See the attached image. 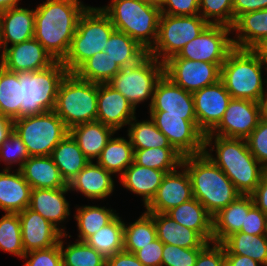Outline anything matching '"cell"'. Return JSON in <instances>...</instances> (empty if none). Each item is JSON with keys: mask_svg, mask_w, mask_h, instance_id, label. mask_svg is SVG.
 Segmentation results:
<instances>
[{"mask_svg": "<svg viewBox=\"0 0 267 266\" xmlns=\"http://www.w3.org/2000/svg\"><path fill=\"white\" fill-rule=\"evenodd\" d=\"M87 7L80 0H46L36 7L34 38L56 61L68 54L79 18Z\"/></svg>", "mask_w": 267, "mask_h": 266, "instance_id": "obj_1", "label": "cell"}, {"mask_svg": "<svg viewBox=\"0 0 267 266\" xmlns=\"http://www.w3.org/2000/svg\"><path fill=\"white\" fill-rule=\"evenodd\" d=\"M214 140L216 158L208 152ZM204 153L224 172L242 195H250L265 172V168L250 152L246 139L205 135Z\"/></svg>", "mask_w": 267, "mask_h": 266, "instance_id": "obj_2", "label": "cell"}, {"mask_svg": "<svg viewBox=\"0 0 267 266\" xmlns=\"http://www.w3.org/2000/svg\"><path fill=\"white\" fill-rule=\"evenodd\" d=\"M182 168L190 177L193 197L212 217L242 195L205 153L184 156Z\"/></svg>", "mask_w": 267, "mask_h": 266, "instance_id": "obj_3", "label": "cell"}, {"mask_svg": "<svg viewBox=\"0 0 267 266\" xmlns=\"http://www.w3.org/2000/svg\"><path fill=\"white\" fill-rule=\"evenodd\" d=\"M264 64L267 65L260 50L234 48L228 54L221 65L220 79L232 98L260 102L267 83L262 78Z\"/></svg>", "mask_w": 267, "mask_h": 266, "instance_id": "obj_4", "label": "cell"}, {"mask_svg": "<svg viewBox=\"0 0 267 266\" xmlns=\"http://www.w3.org/2000/svg\"><path fill=\"white\" fill-rule=\"evenodd\" d=\"M100 8L117 31L127 34L147 51L153 47L161 16L159 6L144 0H112L108 6Z\"/></svg>", "mask_w": 267, "mask_h": 266, "instance_id": "obj_5", "label": "cell"}, {"mask_svg": "<svg viewBox=\"0 0 267 266\" xmlns=\"http://www.w3.org/2000/svg\"><path fill=\"white\" fill-rule=\"evenodd\" d=\"M115 30L101 8L88 6L79 18L68 54L61 61L67 71L74 73L86 60L106 49Z\"/></svg>", "mask_w": 267, "mask_h": 266, "instance_id": "obj_6", "label": "cell"}, {"mask_svg": "<svg viewBox=\"0 0 267 266\" xmlns=\"http://www.w3.org/2000/svg\"><path fill=\"white\" fill-rule=\"evenodd\" d=\"M98 83L80 79L75 73H67L56 97L54 112L67 129L93 122L97 119Z\"/></svg>", "mask_w": 267, "mask_h": 266, "instance_id": "obj_7", "label": "cell"}, {"mask_svg": "<svg viewBox=\"0 0 267 266\" xmlns=\"http://www.w3.org/2000/svg\"><path fill=\"white\" fill-rule=\"evenodd\" d=\"M68 73L61 61L35 72H19L20 117L53 111L59 86Z\"/></svg>", "mask_w": 267, "mask_h": 266, "instance_id": "obj_8", "label": "cell"}, {"mask_svg": "<svg viewBox=\"0 0 267 266\" xmlns=\"http://www.w3.org/2000/svg\"><path fill=\"white\" fill-rule=\"evenodd\" d=\"M14 131L22 139L29 156H51L53 149L69 133L54 111L16 118Z\"/></svg>", "mask_w": 267, "mask_h": 266, "instance_id": "obj_9", "label": "cell"}, {"mask_svg": "<svg viewBox=\"0 0 267 266\" xmlns=\"http://www.w3.org/2000/svg\"><path fill=\"white\" fill-rule=\"evenodd\" d=\"M164 75V63L147 54L138 63L121 68L108 82L116 91H119L135 108L136 105L151 99L157 82Z\"/></svg>", "mask_w": 267, "mask_h": 266, "instance_id": "obj_10", "label": "cell"}, {"mask_svg": "<svg viewBox=\"0 0 267 266\" xmlns=\"http://www.w3.org/2000/svg\"><path fill=\"white\" fill-rule=\"evenodd\" d=\"M208 25L209 23L200 14L190 16L161 14L157 39L148 54L164 63L177 55L185 44L198 37Z\"/></svg>", "mask_w": 267, "mask_h": 266, "instance_id": "obj_11", "label": "cell"}, {"mask_svg": "<svg viewBox=\"0 0 267 266\" xmlns=\"http://www.w3.org/2000/svg\"><path fill=\"white\" fill-rule=\"evenodd\" d=\"M149 113L156 127L183 157L204 153L205 134L199 129L196 116L164 115V111Z\"/></svg>", "mask_w": 267, "mask_h": 266, "instance_id": "obj_12", "label": "cell"}, {"mask_svg": "<svg viewBox=\"0 0 267 266\" xmlns=\"http://www.w3.org/2000/svg\"><path fill=\"white\" fill-rule=\"evenodd\" d=\"M231 31V27L226 25L209 24L198 37L185 44L171 58L223 64L234 49L233 38L228 37Z\"/></svg>", "mask_w": 267, "mask_h": 266, "instance_id": "obj_13", "label": "cell"}, {"mask_svg": "<svg viewBox=\"0 0 267 266\" xmlns=\"http://www.w3.org/2000/svg\"><path fill=\"white\" fill-rule=\"evenodd\" d=\"M221 65L197 60L169 58L164 62V75L190 93L220 80Z\"/></svg>", "mask_w": 267, "mask_h": 266, "instance_id": "obj_14", "label": "cell"}, {"mask_svg": "<svg viewBox=\"0 0 267 266\" xmlns=\"http://www.w3.org/2000/svg\"><path fill=\"white\" fill-rule=\"evenodd\" d=\"M260 118L259 102L232 98L221 121L208 134L225 138L246 139L257 127Z\"/></svg>", "mask_w": 267, "mask_h": 266, "instance_id": "obj_15", "label": "cell"}, {"mask_svg": "<svg viewBox=\"0 0 267 266\" xmlns=\"http://www.w3.org/2000/svg\"><path fill=\"white\" fill-rule=\"evenodd\" d=\"M192 96L198 127L206 135L219 124L232 97L221 79Z\"/></svg>", "mask_w": 267, "mask_h": 266, "instance_id": "obj_16", "label": "cell"}, {"mask_svg": "<svg viewBox=\"0 0 267 266\" xmlns=\"http://www.w3.org/2000/svg\"><path fill=\"white\" fill-rule=\"evenodd\" d=\"M1 57L4 68L17 73L44 70L56 62L35 38L5 48L2 50Z\"/></svg>", "mask_w": 267, "mask_h": 266, "instance_id": "obj_17", "label": "cell"}, {"mask_svg": "<svg viewBox=\"0 0 267 266\" xmlns=\"http://www.w3.org/2000/svg\"><path fill=\"white\" fill-rule=\"evenodd\" d=\"M181 171L166 173L155 197L146 206V212L166 213L194 198L190 177L185 168Z\"/></svg>", "mask_w": 267, "mask_h": 266, "instance_id": "obj_18", "label": "cell"}, {"mask_svg": "<svg viewBox=\"0 0 267 266\" xmlns=\"http://www.w3.org/2000/svg\"><path fill=\"white\" fill-rule=\"evenodd\" d=\"M18 215L25 253L50 248L59 243L63 233L39 213L27 207Z\"/></svg>", "mask_w": 267, "mask_h": 266, "instance_id": "obj_19", "label": "cell"}, {"mask_svg": "<svg viewBox=\"0 0 267 266\" xmlns=\"http://www.w3.org/2000/svg\"><path fill=\"white\" fill-rule=\"evenodd\" d=\"M135 108L119 92L108 83L98 84L97 119L115 131L135 117Z\"/></svg>", "mask_w": 267, "mask_h": 266, "instance_id": "obj_20", "label": "cell"}, {"mask_svg": "<svg viewBox=\"0 0 267 266\" xmlns=\"http://www.w3.org/2000/svg\"><path fill=\"white\" fill-rule=\"evenodd\" d=\"M150 111H164V115L196 116L192 93L174 84L163 75L153 92Z\"/></svg>", "mask_w": 267, "mask_h": 266, "instance_id": "obj_21", "label": "cell"}, {"mask_svg": "<svg viewBox=\"0 0 267 266\" xmlns=\"http://www.w3.org/2000/svg\"><path fill=\"white\" fill-rule=\"evenodd\" d=\"M231 29L237 31L234 48L260 50L267 43V9L240 15Z\"/></svg>", "mask_w": 267, "mask_h": 266, "instance_id": "obj_22", "label": "cell"}, {"mask_svg": "<svg viewBox=\"0 0 267 266\" xmlns=\"http://www.w3.org/2000/svg\"><path fill=\"white\" fill-rule=\"evenodd\" d=\"M68 191H70L69 187L32 189L29 205L30 209L47 219L63 234H66L65 230L58 224L70 215L69 202L64 196Z\"/></svg>", "mask_w": 267, "mask_h": 266, "instance_id": "obj_23", "label": "cell"}, {"mask_svg": "<svg viewBox=\"0 0 267 266\" xmlns=\"http://www.w3.org/2000/svg\"><path fill=\"white\" fill-rule=\"evenodd\" d=\"M35 9L13 7L1 12L0 49L34 38Z\"/></svg>", "mask_w": 267, "mask_h": 266, "instance_id": "obj_24", "label": "cell"}, {"mask_svg": "<svg viewBox=\"0 0 267 266\" xmlns=\"http://www.w3.org/2000/svg\"><path fill=\"white\" fill-rule=\"evenodd\" d=\"M112 174L98 163L90 161L69 183L70 190L81 192L90 199H105L114 189Z\"/></svg>", "mask_w": 267, "mask_h": 266, "instance_id": "obj_25", "label": "cell"}, {"mask_svg": "<svg viewBox=\"0 0 267 266\" xmlns=\"http://www.w3.org/2000/svg\"><path fill=\"white\" fill-rule=\"evenodd\" d=\"M9 169L0 172V208L5 213H19L29 207L32 188L19 169L15 174Z\"/></svg>", "mask_w": 267, "mask_h": 266, "instance_id": "obj_26", "label": "cell"}, {"mask_svg": "<svg viewBox=\"0 0 267 266\" xmlns=\"http://www.w3.org/2000/svg\"><path fill=\"white\" fill-rule=\"evenodd\" d=\"M254 206L251 195H240L235 201L212 217L213 242L222 243L228 236L239 232L245 224L246 214Z\"/></svg>", "mask_w": 267, "mask_h": 266, "instance_id": "obj_27", "label": "cell"}, {"mask_svg": "<svg viewBox=\"0 0 267 266\" xmlns=\"http://www.w3.org/2000/svg\"><path fill=\"white\" fill-rule=\"evenodd\" d=\"M156 227L157 238L164 244L182 248H204L207 242L197 231L187 228L166 213H149Z\"/></svg>", "mask_w": 267, "mask_h": 266, "instance_id": "obj_28", "label": "cell"}, {"mask_svg": "<svg viewBox=\"0 0 267 266\" xmlns=\"http://www.w3.org/2000/svg\"><path fill=\"white\" fill-rule=\"evenodd\" d=\"M19 170L32 189L68 187L51 156H30Z\"/></svg>", "mask_w": 267, "mask_h": 266, "instance_id": "obj_29", "label": "cell"}, {"mask_svg": "<svg viewBox=\"0 0 267 266\" xmlns=\"http://www.w3.org/2000/svg\"><path fill=\"white\" fill-rule=\"evenodd\" d=\"M166 172L139 166L134 162L128 166L121 176V184L131 192L143 196L146 207L155 197Z\"/></svg>", "mask_w": 267, "mask_h": 266, "instance_id": "obj_30", "label": "cell"}, {"mask_svg": "<svg viewBox=\"0 0 267 266\" xmlns=\"http://www.w3.org/2000/svg\"><path fill=\"white\" fill-rule=\"evenodd\" d=\"M116 131L99 121L87 122L69 129L83 154L90 160L98 158Z\"/></svg>", "mask_w": 267, "mask_h": 266, "instance_id": "obj_31", "label": "cell"}, {"mask_svg": "<svg viewBox=\"0 0 267 266\" xmlns=\"http://www.w3.org/2000/svg\"><path fill=\"white\" fill-rule=\"evenodd\" d=\"M177 223L197 231L207 242H213V220L206 208L192 198L166 212Z\"/></svg>", "mask_w": 267, "mask_h": 266, "instance_id": "obj_32", "label": "cell"}, {"mask_svg": "<svg viewBox=\"0 0 267 266\" xmlns=\"http://www.w3.org/2000/svg\"><path fill=\"white\" fill-rule=\"evenodd\" d=\"M51 157L67 184L90 162L69 133L53 149Z\"/></svg>", "mask_w": 267, "mask_h": 266, "instance_id": "obj_33", "label": "cell"}, {"mask_svg": "<svg viewBox=\"0 0 267 266\" xmlns=\"http://www.w3.org/2000/svg\"><path fill=\"white\" fill-rule=\"evenodd\" d=\"M225 254L248 256L267 266V236L250 235L236 232L228 236L222 243Z\"/></svg>", "mask_w": 267, "mask_h": 266, "instance_id": "obj_34", "label": "cell"}, {"mask_svg": "<svg viewBox=\"0 0 267 266\" xmlns=\"http://www.w3.org/2000/svg\"><path fill=\"white\" fill-rule=\"evenodd\" d=\"M120 68L135 65L143 59L148 51L127 34L115 30L103 50Z\"/></svg>", "mask_w": 267, "mask_h": 266, "instance_id": "obj_35", "label": "cell"}, {"mask_svg": "<svg viewBox=\"0 0 267 266\" xmlns=\"http://www.w3.org/2000/svg\"><path fill=\"white\" fill-rule=\"evenodd\" d=\"M133 157L134 149L130 139L128 141L124 137H111L96 162L111 174L120 173L122 176L133 163Z\"/></svg>", "mask_w": 267, "mask_h": 266, "instance_id": "obj_36", "label": "cell"}, {"mask_svg": "<svg viewBox=\"0 0 267 266\" xmlns=\"http://www.w3.org/2000/svg\"><path fill=\"white\" fill-rule=\"evenodd\" d=\"M117 215L110 223L91 235L85 242L106 259L124 251V221Z\"/></svg>", "mask_w": 267, "mask_h": 266, "instance_id": "obj_37", "label": "cell"}, {"mask_svg": "<svg viewBox=\"0 0 267 266\" xmlns=\"http://www.w3.org/2000/svg\"><path fill=\"white\" fill-rule=\"evenodd\" d=\"M183 156L173 147L134 149L133 162L166 173L181 168Z\"/></svg>", "mask_w": 267, "mask_h": 266, "instance_id": "obj_38", "label": "cell"}, {"mask_svg": "<svg viewBox=\"0 0 267 266\" xmlns=\"http://www.w3.org/2000/svg\"><path fill=\"white\" fill-rule=\"evenodd\" d=\"M120 70V66L101 51L86 60L74 73L80 79L100 84L108 83Z\"/></svg>", "mask_w": 267, "mask_h": 266, "instance_id": "obj_39", "label": "cell"}, {"mask_svg": "<svg viewBox=\"0 0 267 266\" xmlns=\"http://www.w3.org/2000/svg\"><path fill=\"white\" fill-rule=\"evenodd\" d=\"M124 223V251L136 253L139 249L146 246L157 238L156 227L153 217L144 212L134 223Z\"/></svg>", "mask_w": 267, "mask_h": 266, "instance_id": "obj_40", "label": "cell"}, {"mask_svg": "<svg viewBox=\"0 0 267 266\" xmlns=\"http://www.w3.org/2000/svg\"><path fill=\"white\" fill-rule=\"evenodd\" d=\"M128 125L130 126L128 138L133 149L172 147L168 138L156 127L151 119L137 122L136 117H134Z\"/></svg>", "mask_w": 267, "mask_h": 266, "instance_id": "obj_41", "label": "cell"}, {"mask_svg": "<svg viewBox=\"0 0 267 266\" xmlns=\"http://www.w3.org/2000/svg\"><path fill=\"white\" fill-rule=\"evenodd\" d=\"M75 219L79 230L78 241L85 242L100 228L110 223L117 214L111 209L99 206H83L77 208Z\"/></svg>", "mask_w": 267, "mask_h": 266, "instance_id": "obj_42", "label": "cell"}, {"mask_svg": "<svg viewBox=\"0 0 267 266\" xmlns=\"http://www.w3.org/2000/svg\"><path fill=\"white\" fill-rule=\"evenodd\" d=\"M20 106L19 73L4 68L0 74V113L14 120L20 117Z\"/></svg>", "mask_w": 267, "mask_h": 266, "instance_id": "obj_43", "label": "cell"}, {"mask_svg": "<svg viewBox=\"0 0 267 266\" xmlns=\"http://www.w3.org/2000/svg\"><path fill=\"white\" fill-rule=\"evenodd\" d=\"M63 237L67 234H63L59 241L62 266H106V258L86 242L76 240L64 249Z\"/></svg>", "mask_w": 267, "mask_h": 266, "instance_id": "obj_44", "label": "cell"}, {"mask_svg": "<svg viewBox=\"0 0 267 266\" xmlns=\"http://www.w3.org/2000/svg\"><path fill=\"white\" fill-rule=\"evenodd\" d=\"M0 249L23 258L21 225L18 213L6 212L0 219Z\"/></svg>", "mask_w": 267, "mask_h": 266, "instance_id": "obj_45", "label": "cell"}, {"mask_svg": "<svg viewBox=\"0 0 267 266\" xmlns=\"http://www.w3.org/2000/svg\"><path fill=\"white\" fill-rule=\"evenodd\" d=\"M199 14L209 24L233 26V0H199ZM210 18L214 20L211 21Z\"/></svg>", "mask_w": 267, "mask_h": 266, "instance_id": "obj_46", "label": "cell"}, {"mask_svg": "<svg viewBox=\"0 0 267 266\" xmlns=\"http://www.w3.org/2000/svg\"><path fill=\"white\" fill-rule=\"evenodd\" d=\"M203 248H182L164 244L161 266H195Z\"/></svg>", "mask_w": 267, "mask_h": 266, "instance_id": "obj_47", "label": "cell"}, {"mask_svg": "<svg viewBox=\"0 0 267 266\" xmlns=\"http://www.w3.org/2000/svg\"><path fill=\"white\" fill-rule=\"evenodd\" d=\"M29 157L25 144L13 130L9 137L3 141L0 146V159L8 165L19 163L18 169H20Z\"/></svg>", "mask_w": 267, "mask_h": 266, "instance_id": "obj_48", "label": "cell"}, {"mask_svg": "<svg viewBox=\"0 0 267 266\" xmlns=\"http://www.w3.org/2000/svg\"><path fill=\"white\" fill-rule=\"evenodd\" d=\"M248 148L256 160L267 169V120L260 118L257 127L246 138Z\"/></svg>", "mask_w": 267, "mask_h": 266, "instance_id": "obj_49", "label": "cell"}, {"mask_svg": "<svg viewBox=\"0 0 267 266\" xmlns=\"http://www.w3.org/2000/svg\"><path fill=\"white\" fill-rule=\"evenodd\" d=\"M28 259L25 266H62V255L59 243L46 249L25 253L23 259Z\"/></svg>", "mask_w": 267, "mask_h": 266, "instance_id": "obj_50", "label": "cell"}, {"mask_svg": "<svg viewBox=\"0 0 267 266\" xmlns=\"http://www.w3.org/2000/svg\"><path fill=\"white\" fill-rule=\"evenodd\" d=\"M167 6V8L165 7ZM161 14L190 16L199 14V0H163Z\"/></svg>", "mask_w": 267, "mask_h": 266, "instance_id": "obj_51", "label": "cell"}, {"mask_svg": "<svg viewBox=\"0 0 267 266\" xmlns=\"http://www.w3.org/2000/svg\"><path fill=\"white\" fill-rule=\"evenodd\" d=\"M195 266H225L224 246L221 243H208L199 252Z\"/></svg>", "mask_w": 267, "mask_h": 266, "instance_id": "obj_52", "label": "cell"}, {"mask_svg": "<svg viewBox=\"0 0 267 266\" xmlns=\"http://www.w3.org/2000/svg\"><path fill=\"white\" fill-rule=\"evenodd\" d=\"M163 248L164 243L156 238L139 249L135 255L144 266H161Z\"/></svg>", "mask_w": 267, "mask_h": 266, "instance_id": "obj_53", "label": "cell"}, {"mask_svg": "<svg viewBox=\"0 0 267 266\" xmlns=\"http://www.w3.org/2000/svg\"><path fill=\"white\" fill-rule=\"evenodd\" d=\"M266 216L267 214L254 205L246 214L245 224L242 225L240 232L250 235H265Z\"/></svg>", "mask_w": 267, "mask_h": 266, "instance_id": "obj_54", "label": "cell"}, {"mask_svg": "<svg viewBox=\"0 0 267 266\" xmlns=\"http://www.w3.org/2000/svg\"><path fill=\"white\" fill-rule=\"evenodd\" d=\"M267 9V0H233V24L242 14Z\"/></svg>", "mask_w": 267, "mask_h": 266, "instance_id": "obj_55", "label": "cell"}, {"mask_svg": "<svg viewBox=\"0 0 267 266\" xmlns=\"http://www.w3.org/2000/svg\"><path fill=\"white\" fill-rule=\"evenodd\" d=\"M250 195L252 196L254 205L267 214V169H265L260 183Z\"/></svg>", "mask_w": 267, "mask_h": 266, "instance_id": "obj_56", "label": "cell"}, {"mask_svg": "<svg viewBox=\"0 0 267 266\" xmlns=\"http://www.w3.org/2000/svg\"><path fill=\"white\" fill-rule=\"evenodd\" d=\"M106 266H144L134 253L121 251L106 259Z\"/></svg>", "mask_w": 267, "mask_h": 266, "instance_id": "obj_57", "label": "cell"}, {"mask_svg": "<svg viewBox=\"0 0 267 266\" xmlns=\"http://www.w3.org/2000/svg\"><path fill=\"white\" fill-rule=\"evenodd\" d=\"M248 256L225 254V266H263Z\"/></svg>", "mask_w": 267, "mask_h": 266, "instance_id": "obj_58", "label": "cell"}, {"mask_svg": "<svg viewBox=\"0 0 267 266\" xmlns=\"http://www.w3.org/2000/svg\"><path fill=\"white\" fill-rule=\"evenodd\" d=\"M14 130V120L0 113V146Z\"/></svg>", "mask_w": 267, "mask_h": 266, "instance_id": "obj_59", "label": "cell"}, {"mask_svg": "<svg viewBox=\"0 0 267 266\" xmlns=\"http://www.w3.org/2000/svg\"><path fill=\"white\" fill-rule=\"evenodd\" d=\"M20 0H0V12L17 7Z\"/></svg>", "mask_w": 267, "mask_h": 266, "instance_id": "obj_60", "label": "cell"}, {"mask_svg": "<svg viewBox=\"0 0 267 266\" xmlns=\"http://www.w3.org/2000/svg\"><path fill=\"white\" fill-rule=\"evenodd\" d=\"M267 92H264L263 96L260 100V112H261V118L267 120Z\"/></svg>", "mask_w": 267, "mask_h": 266, "instance_id": "obj_61", "label": "cell"}, {"mask_svg": "<svg viewBox=\"0 0 267 266\" xmlns=\"http://www.w3.org/2000/svg\"><path fill=\"white\" fill-rule=\"evenodd\" d=\"M144 1L160 7L163 0H144Z\"/></svg>", "mask_w": 267, "mask_h": 266, "instance_id": "obj_62", "label": "cell"}, {"mask_svg": "<svg viewBox=\"0 0 267 266\" xmlns=\"http://www.w3.org/2000/svg\"><path fill=\"white\" fill-rule=\"evenodd\" d=\"M260 51L262 52L264 59L266 60V63H267V43L264 46H262Z\"/></svg>", "mask_w": 267, "mask_h": 266, "instance_id": "obj_63", "label": "cell"}, {"mask_svg": "<svg viewBox=\"0 0 267 266\" xmlns=\"http://www.w3.org/2000/svg\"><path fill=\"white\" fill-rule=\"evenodd\" d=\"M0 59H1L0 60V74H1L2 70L4 69V63H3L1 55H0Z\"/></svg>", "mask_w": 267, "mask_h": 266, "instance_id": "obj_64", "label": "cell"}, {"mask_svg": "<svg viewBox=\"0 0 267 266\" xmlns=\"http://www.w3.org/2000/svg\"><path fill=\"white\" fill-rule=\"evenodd\" d=\"M265 235L267 236V216H266V224H265Z\"/></svg>", "mask_w": 267, "mask_h": 266, "instance_id": "obj_65", "label": "cell"}, {"mask_svg": "<svg viewBox=\"0 0 267 266\" xmlns=\"http://www.w3.org/2000/svg\"><path fill=\"white\" fill-rule=\"evenodd\" d=\"M0 42H1V12H0Z\"/></svg>", "mask_w": 267, "mask_h": 266, "instance_id": "obj_66", "label": "cell"}]
</instances>
